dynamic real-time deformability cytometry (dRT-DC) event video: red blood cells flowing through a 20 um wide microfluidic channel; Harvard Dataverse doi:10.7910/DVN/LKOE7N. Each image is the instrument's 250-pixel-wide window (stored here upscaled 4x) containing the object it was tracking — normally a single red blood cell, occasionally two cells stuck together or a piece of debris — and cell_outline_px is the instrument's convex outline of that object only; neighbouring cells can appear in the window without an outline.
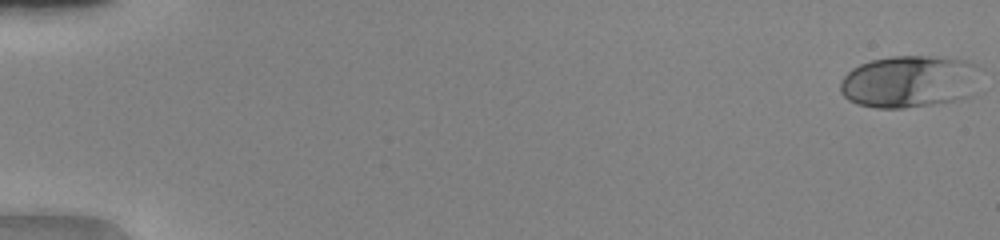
{"species": "human", "species_latin": "Homo sapiens", "temperature_condition": "warm", "stored_images_in_passage": 51, "camera_frame_rate_fps": 3000, "um_per_image_px": 0.085, "donor": {"sex": "female"}, "frame": {"image": 1, "passage_image": 1, "time_ms": 0.0, "image_size_px": [1000, 240], "cell_outline_px": [[984, 68], [972, 96], [932, 104], [904, 108], [876, 108], [856, 104], [848, 100], [840, 92], [840, 80], [852, 68], [860, 64], [872, 60], [892, 56], [928, 56], [968, 60]], "centroid_in_image_um": [77.35, 6.92], "position_along_channel_um": 7.7, "area_um2": 43.35}}
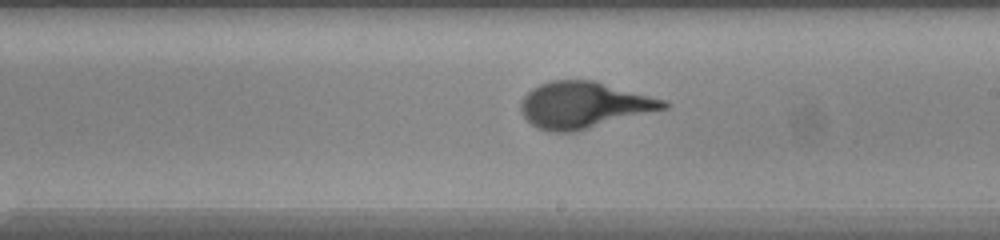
{"frame": {"image": 2, "passage_image": 31, "time_ms": 10.0, "image_size_px": [1000, 240], "cell_outline_px": [[672, 104], [668, 108], [572, 132], [552, 132], [536, 128], [520, 112], [520, 104], [524, 96], [532, 88], [540, 84], [552, 80], [596, 80], [668, 100]], "centroid_in_image_um": [49.66, 8.91], "position_along_channel_um": 239.3, "area_um2": 38.78}}
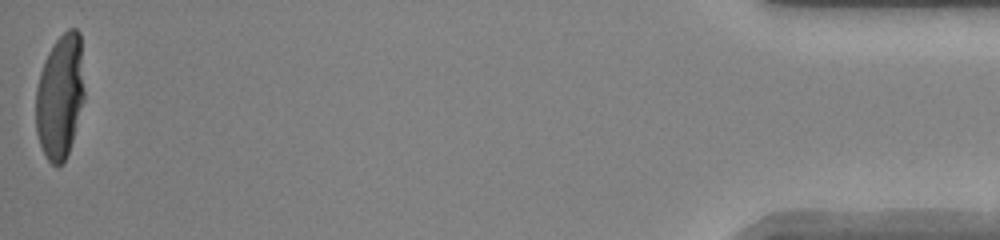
{"frame": {"image": 3, "passage_image": 51, "time_ms": 16.667, "image_size_px": [1000, 240], "cell_outline_px": [[84, 100], [72, 140], [68, 152], [64, 160], [60, 164], [52, 164], [48, 160], [40, 144], [36, 132], [36, 88], [40, 72], [44, 60], [48, 52], [56, 40], [68, 28], [76, 28], [80, 32], [84, 88]], "centroid_in_image_um": [5.1, 8.15], "position_along_channel_um": 430.1, "area_um2": 35.08}}